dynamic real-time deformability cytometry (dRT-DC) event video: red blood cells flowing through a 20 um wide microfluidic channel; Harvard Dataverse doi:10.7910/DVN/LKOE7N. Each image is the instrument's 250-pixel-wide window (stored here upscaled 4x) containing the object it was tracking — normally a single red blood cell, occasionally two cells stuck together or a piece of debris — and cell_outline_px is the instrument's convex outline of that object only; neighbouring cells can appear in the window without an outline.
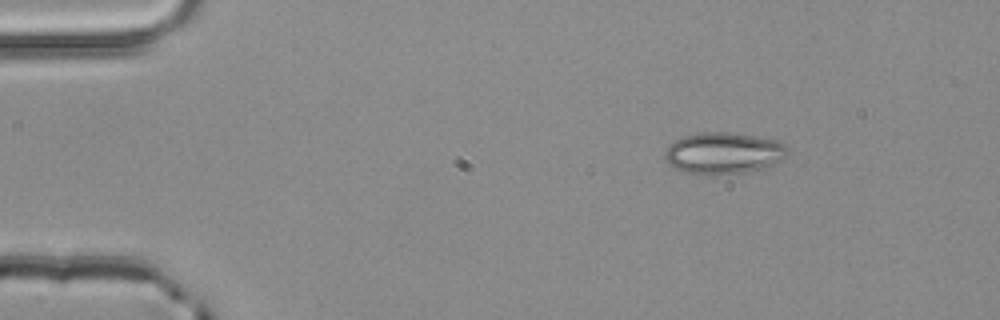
{"species": "common noctule bat (a hibernating species)", "species_latin": "Nyctalus noctula", "temperature_condition": "room temperature", "stored_images_in_passage": 3, "camera_frame_rate_fps": 3000, "um_per_image_px": 0.085, "animal": {"sex": "male", "body_mass_g": 20.4}, "frame": {"image": 1, "passage_image": 1, "time_ms": 0.0, "image_size_px": [1000, 320], "cell_outline_px": [[788, 156], [764, 168], [744, 172], [708, 176], [704, 176], [684, 172], [668, 164], [664, 160], [664, 148], [668, 144], [684, 136], [708, 132], [728, 132], [776, 140], [784, 144], [788, 148]], "centroid_in_image_um": [61.45, 13.04], "position_along_channel_um": 23.5, "area_um2": 29.94}}